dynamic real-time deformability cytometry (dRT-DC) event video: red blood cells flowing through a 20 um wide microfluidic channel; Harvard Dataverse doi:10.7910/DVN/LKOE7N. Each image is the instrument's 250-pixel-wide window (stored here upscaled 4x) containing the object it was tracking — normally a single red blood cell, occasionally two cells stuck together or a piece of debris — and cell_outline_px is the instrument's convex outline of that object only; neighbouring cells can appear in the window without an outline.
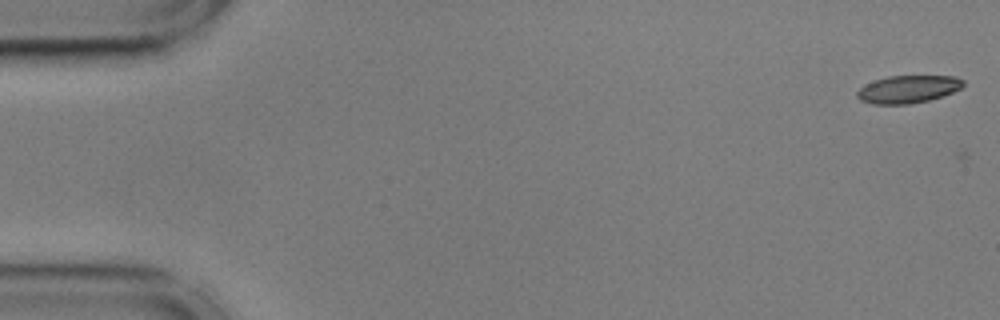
{"species": "common noctule bat (a hibernating species)", "species_latin": "Nyctalus noctula", "temperature_condition": "cold", "stored_images_in_passage": 6, "camera_frame_rate_fps": 3000, "um_per_image_px": 0.085, "animal": {"sex": "male", "body_mass_g": 17.9, "forearm_length_mm": 54.2}, "frame": {"image": 1, "passage_image": 2, "time_ms": 0.333, "image_size_px": [1000, 320], "cell_outline_px": [[964, 84], [960, 88], [952, 92], [928, 100], [908, 104], [872, 104], [860, 100], [856, 96], [856, 92], [864, 84], [888, 76], [956, 76], [964, 80]], "centroid_in_image_um": [77.15, 7.58], "position_along_channel_um": 7.8, "area_um2": 16.99}}